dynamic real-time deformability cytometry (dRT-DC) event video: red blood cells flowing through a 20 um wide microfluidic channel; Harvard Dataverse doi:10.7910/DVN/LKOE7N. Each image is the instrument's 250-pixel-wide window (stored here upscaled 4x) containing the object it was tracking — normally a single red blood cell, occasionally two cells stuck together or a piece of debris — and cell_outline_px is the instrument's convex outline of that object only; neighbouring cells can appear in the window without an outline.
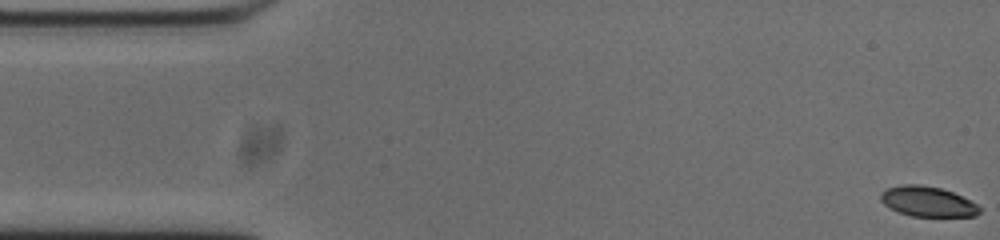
{"species": "common noctule bat (a hibernating species)", "species_latin": "Nyctalus noctula", "temperature_condition": "cold", "stored_images_in_passage": 54, "camera_frame_rate_fps": 3000, "um_per_image_px": 0.085, "animal": {"sex": "male", "body_mass_g": 20.0, "forearm_length_mm": 53.3}, "frame": {"image": 1, "passage_image": 1, "time_ms": 0.0, "image_size_px": [1000, 240], "cell_outline_px": [[980, 212], [976, 216], [912, 216], [900, 212], [884, 204], [880, 200], [880, 192], [888, 188], [904, 184], [920, 184], [940, 188], [952, 192], [976, 204], [980, 208]], "centroid_in_image_um": [78.83, 17.12], "position_along_channel_um": 6.2, "area_um2": 17.11}}
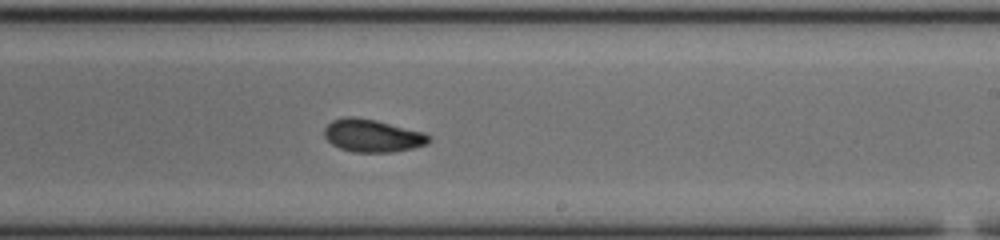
{"frame": {"image": 2, "passage_image": 31, "time_ms": 10.0, "image_size_px": [1000, 240], "cell_outline_px": [[432, 140], [428, 144], [412, 148], [392, 152], [352, 152], [340, 148], [332, 144], [324, 136], [324, 128], [332, 120], [344, 116], [352, 116], [376, 120], [424, 132], [432, 136]], "centroid_in_image_um": [31.67, 11.53], "position_along_channel_um": 257.3, "area_um2": 20.11}}
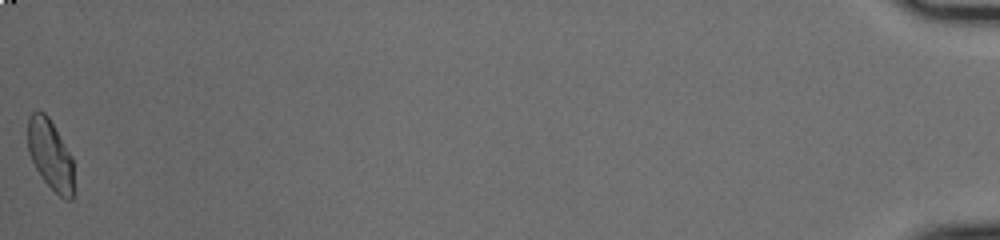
{"frame": {"image": 3, "passage_image": 54, "time_ms": 17.667, "image_size_px": [1000, 240], "cell_outline_px": [[72, 200], [64, 200], [40, 176], [28, 152], [28, 116], [36, 108], [44, 112], [48, 116], [72, 156]], "centroid_in_image_um": [4.25, 13.1], "position_along_channel_um": 431.0, "area_um2": 18.67}, "authors_computed_cell_mechanics": {"area_um2": 19.4208, "velocity_mm_per_s": 3.7293, "shape_relaxation_time_tau1_ms": 4.9451, "shape_relaxation_time_tau2_ms": 3.6513, "deformation_change_tau1": 0.1737, "deformation_change_tau2": 0.0812}}